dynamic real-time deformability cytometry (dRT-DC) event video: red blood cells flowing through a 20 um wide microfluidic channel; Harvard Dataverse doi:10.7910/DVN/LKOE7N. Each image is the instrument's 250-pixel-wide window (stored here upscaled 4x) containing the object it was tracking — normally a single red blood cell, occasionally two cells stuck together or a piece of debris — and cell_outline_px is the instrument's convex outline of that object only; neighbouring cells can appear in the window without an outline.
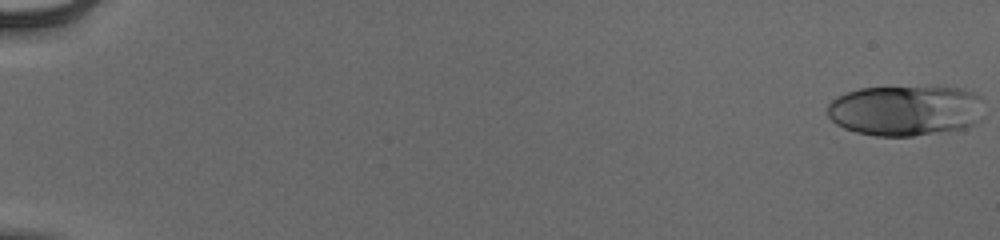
{"species": "human", "species_latin": "Homo sapiens", "temperature_condition": "cold", "stored_images_in_passage": 54, "camera_frame_rate_fps": 3000, "um_per_image_px": 0.085, "donor": {"sex": "male"}, "frame": {"image": 1, "passage_image": 1, "time_ms": 0.0, "image_size_px": [1000, 240], "cell_outline_px": [[980, 120], [964, 128], [912, 136], [876, 136], [856, 132], [844, 128], [836, 124], [828, 116], [828, 104], [832, 100], [848, 92], [860, 88], [960, 88], [972, 92], [980, 96]], "centroid_in_image_um": [76.93, 9.41], "position_along_channel_um": 8.1, "area_um2": 45.49}}
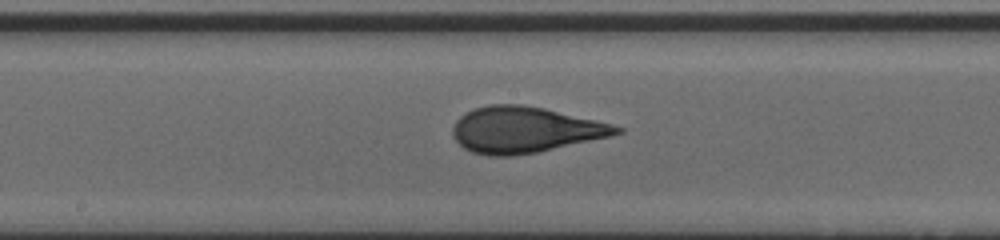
{"frame": {"image": 2, "passage_image": 31, "time_ms": 10.0, "image_size_px": [1000, 240], "cell_outline_px": [[624, 132], [612, 136], [536, 152], [512, 156], [488, 156], [472, 152], [464, 148], [452, 136], [452, 128], [456, 120], [464, 112], [472, 108], [488, 104], [520, 104], [544, 108], [612, 124], [624, 128]], "centroid_in_image_um": [44.58, 11.03], "position_along_channel_um": 203.6, "area_um2": 43.99}}
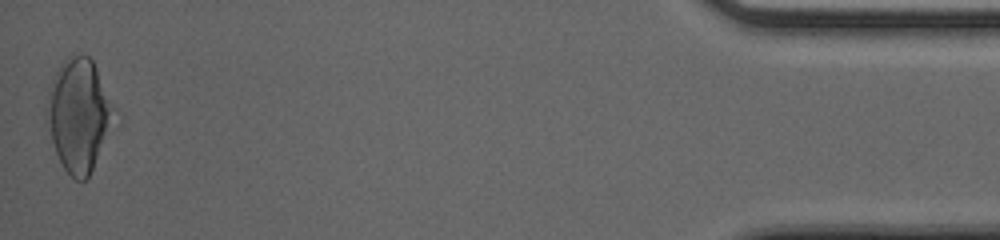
{"frame": {"image": 3, "passage_image": 54, "time_ms": 17.667, "image_size_px": [1000, 240], "cell_outline_px": [[116, 108], [112, 124], [92, 168], [88, 176], [84, 180], [76, 180], [64, 168], [56, 152], [44, 124], [44, 108], [48, 92], [52, 80], [60, 64], [68, 56], [84, 52], [92, 60]], "centroid_in_image_um": [6.65, 9.72], "position_along_channel_um": 428.6, "area_um2": 44.22}, "authors_computed_cell_mechanics": {"area_um2": 43.35, "velocity_mm_per_s": 3.9535, "shape_relaxation_time_tau1_ms": 5.5616, "shape_relaxation_time_tau2_ms": 0.7752, "deformation_change_tau1": 0.1944, "deformation_change_tau2": 0.0809}}